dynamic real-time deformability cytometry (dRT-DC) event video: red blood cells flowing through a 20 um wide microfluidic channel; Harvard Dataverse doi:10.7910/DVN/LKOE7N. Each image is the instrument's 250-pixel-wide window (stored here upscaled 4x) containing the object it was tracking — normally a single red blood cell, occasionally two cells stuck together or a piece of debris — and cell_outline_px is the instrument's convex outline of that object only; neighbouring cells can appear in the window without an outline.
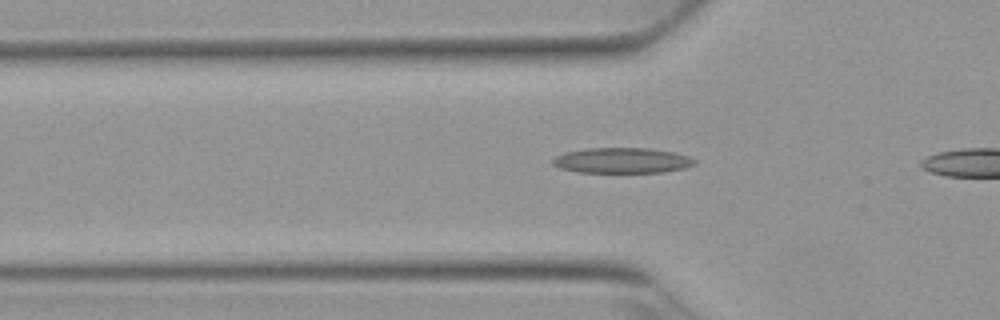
{"species": "Egyptian fruit bat (a non-hibernating species)", "species_latin": "Rousettus aegyptiacus", "temperature_condition": "warm", "stored_images_in_passage": 10, "camera_frame_rate_fps": 3000, "um_per_image_px": 0.085, "animal": {"sex": "female"}, "frame": {"image": 1, "passage_image": 7, "time_ms": 2.0, "image_size_px": [1000, 320], "cell_outline_px": [[696, 164], [684, 168], [664, 172], [580, 172], [560, 168], [552, 164], [552, 160], [556, 156], [564, 152], [584, 148], [648, 148], [672, 152], [688, 156], [696, 160]], "centroid_in_image_um": [52.86, 13.63], "position_along_channel_um": 72.9, "area_um2": 20.98}}